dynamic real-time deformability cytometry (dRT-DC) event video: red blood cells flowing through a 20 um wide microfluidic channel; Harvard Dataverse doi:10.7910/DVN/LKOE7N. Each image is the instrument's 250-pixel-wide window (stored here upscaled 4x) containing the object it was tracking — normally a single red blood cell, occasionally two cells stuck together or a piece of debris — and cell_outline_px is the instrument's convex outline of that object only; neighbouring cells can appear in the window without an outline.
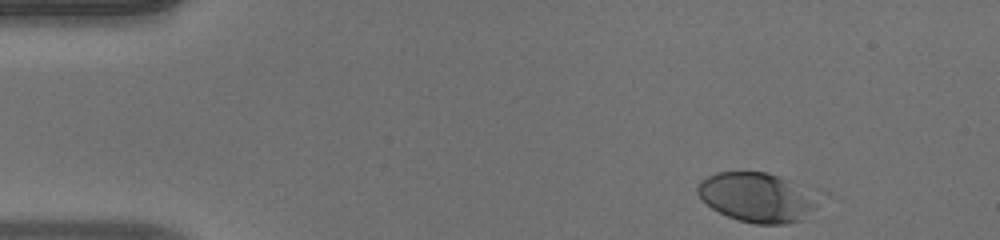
{"species": "human", "species_latin": "Homo sapiens", "temperature_condition": "warm", "stored_images_in_passage": 7, "camera_frame_rate_fps": 3000, "um_per_image_px": 0.085, "donor": {"sex": "male"}, "frame": {"image": 1, "passage_image": 1, "time_ms": 0.0, "image_size_px": [1000, 240], "cell_outline_px": [[828, 192], [800, 220], [784, 224], [752, 224], [728, 216], [712, 208], [696, 192], [696, 184], [700, 180], [716, 172], [764, 172], [780, 176]], "centroid_in_image_um": [64.47, 16.73], "position_along_channel_um": 20.5, "area_um2": 35.72}}